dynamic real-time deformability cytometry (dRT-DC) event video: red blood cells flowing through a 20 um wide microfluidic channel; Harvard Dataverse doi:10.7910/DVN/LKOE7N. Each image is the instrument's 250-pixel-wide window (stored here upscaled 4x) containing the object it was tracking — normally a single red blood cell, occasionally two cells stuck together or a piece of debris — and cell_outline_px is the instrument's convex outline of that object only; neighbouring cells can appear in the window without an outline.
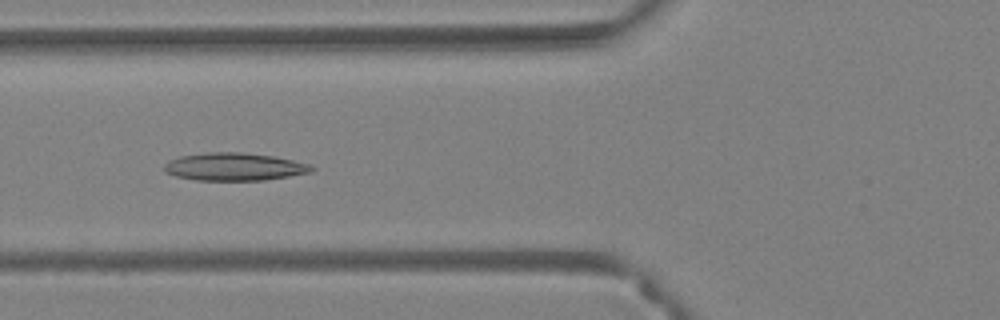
{"species": "Egyptian fruit bat (a non-hibernating species)", "species_latin": "Rousettus aegyptiacus", "temperature_condition": "warm", "stored_images_in_passage": 53, "camera_frame_rate_fps": 3000, "um_per_image_px": 0.085, "animal": {"sex": "female"}, "frame": {"image": 1, "passage_image": 20, "time_ms": 6.333, "image_size_px": [1000, 320], "cell_outline_px": [[316, 168], [312, 172], [264, 180], [196, 180], [176, 176], [164, 172], [164, 164], [168, 160], [180, 156], [208, 152], [240, 152], [272, 156], [312, 164]], "centroid_in_image_um": [19.91, 14.17], "position_along_channel_um": 105.9, "area_um2": 23.87}}
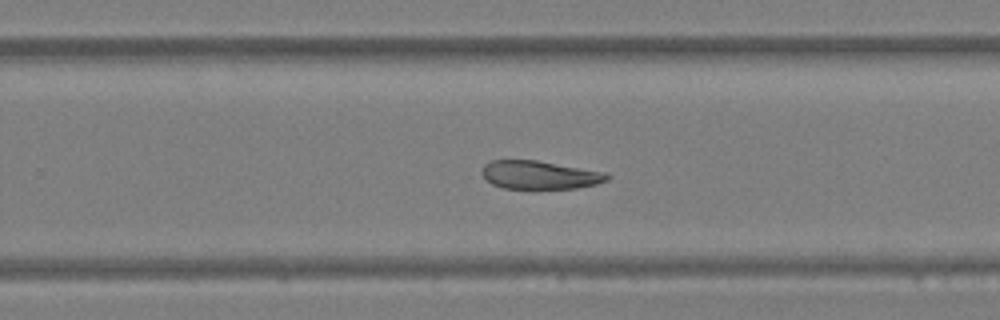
{"frame": {"image": 2, "passage_image": 34, "time_ms": 11.0, "image_size_px": [1000, 320], "cell_outline_px": [[612, 176], [608, 180], [596, 184], [576, 188], [504, 188], [492, 184], [480, 172], [484, 164], [492, 160], [536, 160], [604, 172]], "centroid_in_image_um": [45.86, 14.86], "position_along_channel_um": 283.9, "area_um2": 20.46}}
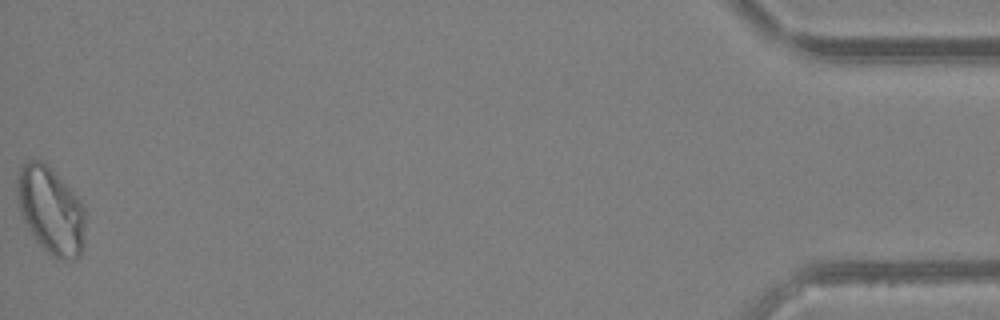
{"frame": {"image": 3, "passage_image": 53, "time_ms": 17.333, "image_size_px": [1000, 320], "cell_outline_px": [[84, 244], [80, 256], [64, 260], [52, 256], [36, 240], [24, 220], [20, 212], [16, 200], [16, 176], [20, 168], [28, 160], [44, 160], [52, 168], [80, 200], [84, 208]], "centroid_in_image_um": [4.29, 17.84], "position_along_channel_um": 430.9, "area_um2": 34.68}, "authors_computed_cell_mechanics": {"area_um2": 25.3742, "velocity_mm_per_s": 3.8224, "shape_relaxation_time_tau1_ms": null, "shape_relaxation_time_tau2_ms": 7.3888, "deformation_change_tau1": null, "deformation_change_tau2": 0.1364}}